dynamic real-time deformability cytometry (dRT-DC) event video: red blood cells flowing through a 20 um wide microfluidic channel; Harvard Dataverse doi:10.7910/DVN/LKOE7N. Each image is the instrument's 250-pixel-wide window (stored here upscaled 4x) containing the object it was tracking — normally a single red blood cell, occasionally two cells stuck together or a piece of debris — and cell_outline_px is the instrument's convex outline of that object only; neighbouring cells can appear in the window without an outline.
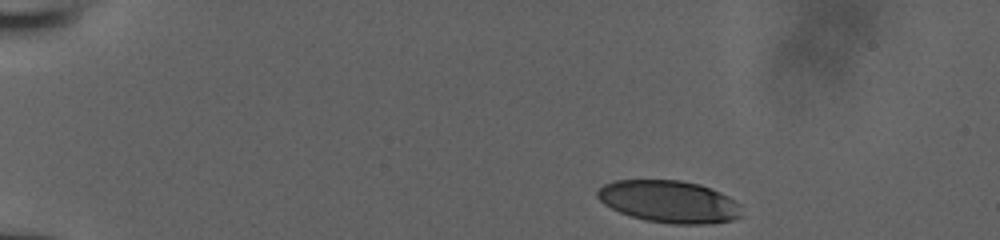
{"species": "human", "species_latin": "Homo sapiens", "temperature_condition": "room temperature", "stored_images_in_passage": 38, "camera_frame_rate_fps": 3000, "um_per_image_px": 0.085, "donor": {"sex": "male"}, "frame": {"image": 1, "passage_image": 1, "time_ms": 0.0, "image_size_px": [1000, 240], "cell_outline_px": [[744, 216], [732, 220], [704, 224], [672, 224], [644, 220], [620, 212], [604, 204], [596, 196], [596, 192], [604, 184], [616, 180], [680, 180], [700, 184], [720, 192], [728, 196], [740, 204]], "centroid_in_image_um": [56.91, 17.14], "position_along_channel_um": 28.1, "area_um2": 35.6}}
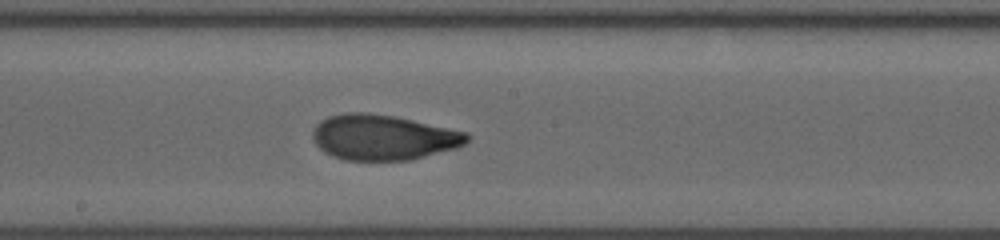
{"frame": {"image": 2, "passage_image": 22, "time_ms": 7.0, "image_size_px": [1000, 240], "cell_outline_px": [[472, 136], [464, 144], [456, 148], [408, 160], [344, 160], [332, 156], [324, 152], [316, 144], [312, 136], [312, 132], [316, 124], [320, 120], [328, 116], [344, 112], [368, 112], [392, 116], [412, 120], [468, 132]], "centroid_in_image_um": [32.55, 11.67], "position_along_channel_um": 215.7, "area_um2": 40.81}}
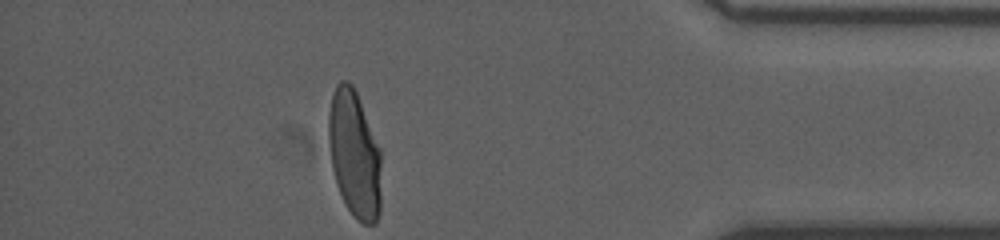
{"frame": {"image": 3, "passage_image": 38, "time_ms": 12.333, "image_size_px": [1000, 240], "cell_outline_px": [[380, 212], [376, 224], [364, 224], [356, 220], [348, 208], [336, 184], [332, 168], [328, 140], [328, 116], [332, 96], [336, 84], [340, 80], [348, 80], [352, 84], [356, 92], [380, 148]], "centroid_in_image_um": [30.12, 13.11], "position_along_channel_um": 405.1, "area_um2": 39.07}}